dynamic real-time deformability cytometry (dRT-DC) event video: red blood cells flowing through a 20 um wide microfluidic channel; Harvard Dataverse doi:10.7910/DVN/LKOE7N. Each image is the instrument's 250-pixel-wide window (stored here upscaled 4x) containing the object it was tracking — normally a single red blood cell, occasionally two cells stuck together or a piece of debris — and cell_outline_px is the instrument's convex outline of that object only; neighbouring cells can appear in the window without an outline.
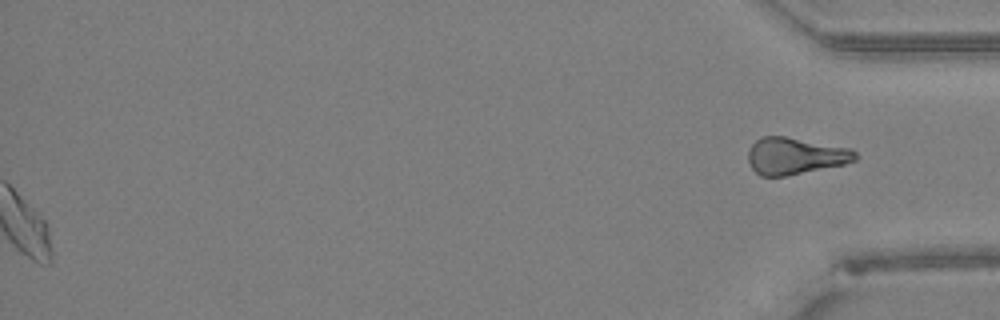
{"species": "Egyptian fruit bat (a non-hibernating species)", "species_latin": "Rousettus aegyptiacus", "temperature_condition": "warm", "stored_images_in_passage": 49, "segment_of_instrument_passage": [2, 2], "camera_frame_rate_fps": 3000, "um_per_image_px": 0.085, "animal": {"sex": "female"}, "frame": {"image": 1, "passage_image": 49, "time_ms": 16.0, "image_size_px": [1000, 320], "cell_outline_px": [[860, 156], [856, 160], [844, 164], [784, 176], [760, 176], [752, 168], [748, 160], [748, 148], [760, 136], [784, 136], [852, 148]], "centroid_in_image_um": [67.59, 13.24], "position_along_channel_um": 367.6, "area_um2": 23.06}}